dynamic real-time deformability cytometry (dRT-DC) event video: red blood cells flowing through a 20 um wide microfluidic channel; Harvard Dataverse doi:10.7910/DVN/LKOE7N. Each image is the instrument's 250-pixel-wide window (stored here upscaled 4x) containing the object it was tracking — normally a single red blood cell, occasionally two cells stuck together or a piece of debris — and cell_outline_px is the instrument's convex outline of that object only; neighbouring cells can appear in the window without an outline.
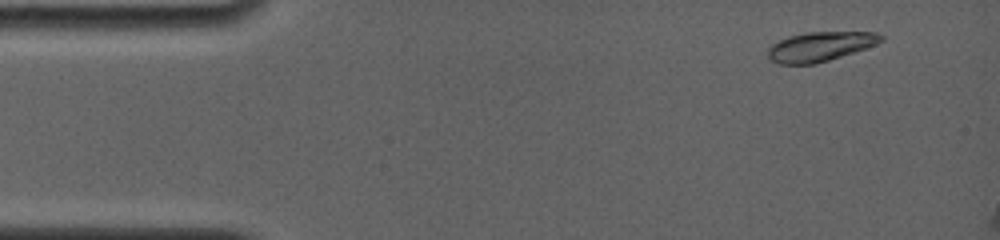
{"species": "common noctule bat (a hibernating species)", "species_latin": "Nyctalus noctula", "temperature_condition": "room temperature", "stored_images_in_passage": 3, "camera_frame_rate_fps": 4000, "um_per_image_px": 0.085, "animal": {"sex": "female", "body_mass_g": 19.0, "forearm_length_mm": 56.7}, "frame": {"image": 1, "passage_image": 1, "time_ms": 0.0, "image_size_px": [1000, 240], "cell_outline_px": [[884, 40], [876, 44], [816, 64], [780, 64], [768, 60], [768, 48], [772, 44], [788, 36], [808, 32], [876, 32], [884, 36]], "centroid_in_image_um": [69.68, 3.95], "position_along_channel_um": 15.3, "area_um2": 19.31}}